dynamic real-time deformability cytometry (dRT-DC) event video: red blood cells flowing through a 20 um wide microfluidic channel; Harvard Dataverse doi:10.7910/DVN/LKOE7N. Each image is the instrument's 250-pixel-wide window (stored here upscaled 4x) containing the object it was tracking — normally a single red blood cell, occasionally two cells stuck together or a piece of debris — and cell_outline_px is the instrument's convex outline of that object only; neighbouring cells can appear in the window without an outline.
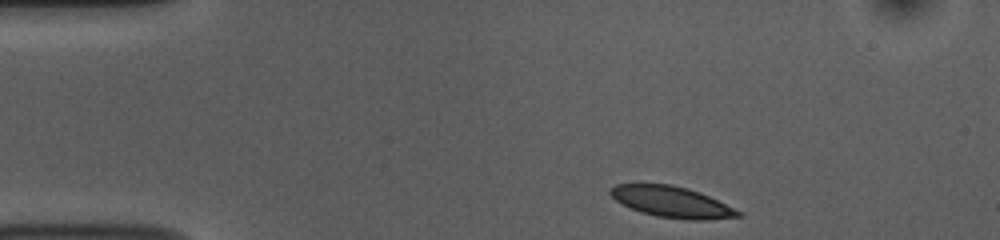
{"species": "common noctule bat (a hibernating species)", "species_latin": "Nyctalus noctula", "temperature_condition": "room temperature", "stored_images_in_passage": 46, "camera_frame_rate_fps": 3000, "um_per_image_px": 0.085, "animal": {"sex": "female", "body_mass_g": 10.0, "forearm_length_mm": 53.1}, "frame": {"image": 1, "passage_image": 1, "time_ms": 0.0, "image_size_px": [1000, 240], "cell_outline_px": [[744, 216], [708, 220], [688, 220], [656, 216], [640, 212], [620, 204], [608, 192], [616, 184], [672, 184], [688, 188], [700, 192], [744, 212]], "centroid_in_image_um": [57.15, 17.18], "position_along_channel_um": 27.9, "area_um2": 23.35}}
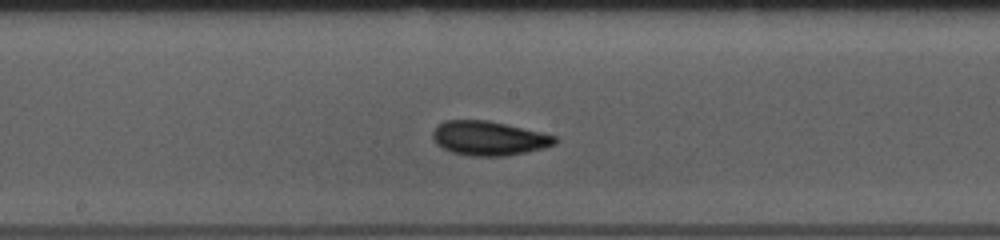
{"frame": {"image": 2, "passage_image": 20, "time_ms": 6.333, "image_size_px": [1000, 240], "cell_outline_px": [[556, 144], [544, 148], [504, 156], [468, 156], [452, 152], [436, 144], [432, 136], [432, 132], [444, 120], [488, 120], [540, 132], [556, 136]], "centroid_in_image_um": [41.53, 11.75], "position_along_channel_um": 206.7, "area_um2": 24.22}}
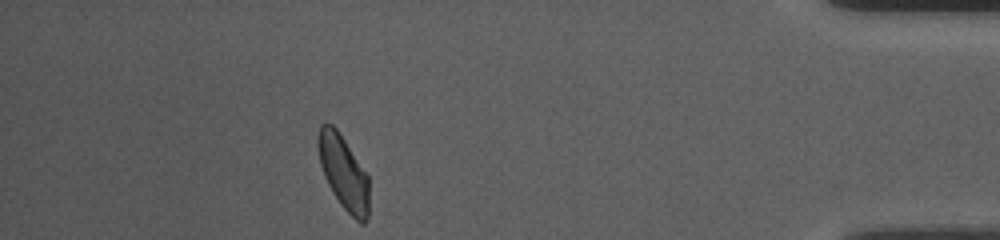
{"frame": {"image": 3, "passage_image": 40, "time_ms": 13.0, "image_size_px": [1000, 240], "cell_outline_px": [[368, 220], [364, 224], [360, 224], [340, 204], [332, 192], [324, 176], [320, 164], [316, 144], [316, 136], [320, 124], [332, 124], [336, 128], [368, 176]], "centroid_in_image_um": [29.17, 14.66], "position_along_channel_um": 406.0, "area_um2": 21.96}, "authors_computed_cell_mechanics": {"area_um2": 22.8888, "velocity_mm_per_s": 3.7215, "shape_relaxation_time_tau1_ms": 2.6307, "shape_relaxation_time_tau2_ms": 1.5028, "deformation_change_tau1": 0.1005, "deformation_change_tau2": 0.0549}}